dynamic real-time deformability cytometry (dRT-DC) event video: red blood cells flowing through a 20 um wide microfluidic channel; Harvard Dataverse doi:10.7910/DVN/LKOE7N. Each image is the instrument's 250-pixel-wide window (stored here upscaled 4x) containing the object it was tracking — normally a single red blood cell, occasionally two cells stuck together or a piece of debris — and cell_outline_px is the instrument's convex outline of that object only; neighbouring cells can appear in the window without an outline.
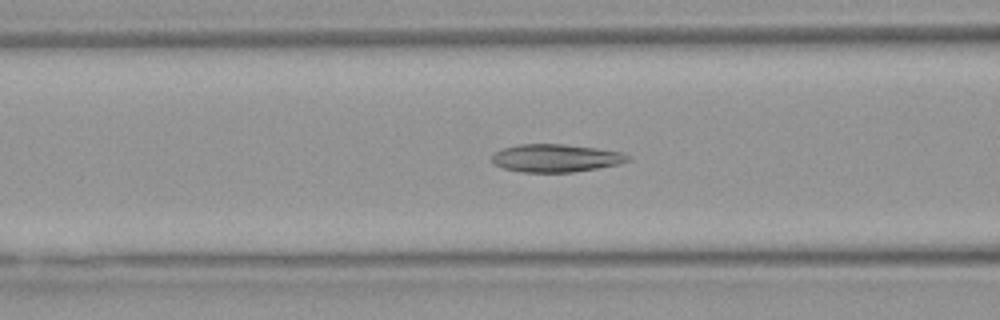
{"species": "Egyptian fruit bat (a non-hibernating species)", "species_latin": "Rousettus aegyptiacus", "temperature_condition": "warm", "stored_images_in_passage": 47, "camera_frame_rate_fps": 3000, "um_per_image_px": 0.085, "animal": {"sex": "female"}, "frame": {"image": 1, "passage_image": 17, "time_ms": 5.333, "image_size_px": [1000, 320], "cell_outline_px": [[632, 160], [620, 164], [572, 172], [520, 172], [504, 168], [496, 164], [492, 160], [492, 156], [496, 152], [504, 148], [520, 144], [564, 144], [596, 148], [620, 152], [632, 156]], "centroid_in_image_um": [47.29, 13.44], "position_along_channel_um": 119.3, "area_um2": 21.96}}
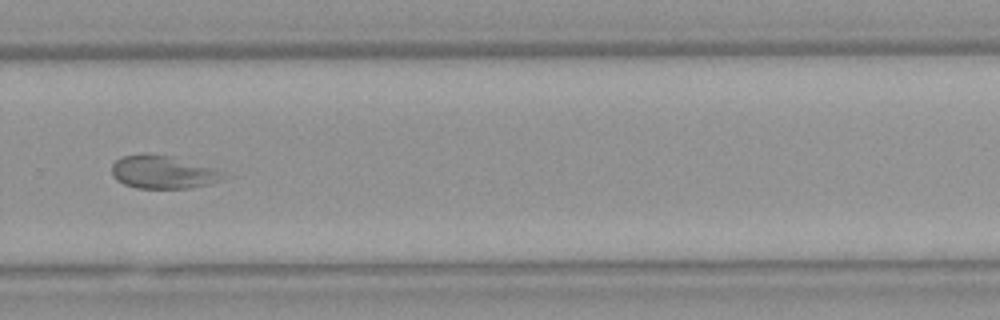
{"frame": {"image": 2, "passage_image": 32, "time_ms": 10.333, "image_size_px": [1000, 320], "cell_outline_px": [[232, 176], [212, 184], [188, 188], [136, 188], [124, 184], [116, 180], [112, 176], [112, 164], [120, 156], [172, 156], [212, 168]], "centroid_in_image_um": [13.9, 14.67], "position_along_channel_um": 315.9, "area_um2": 21.15}}
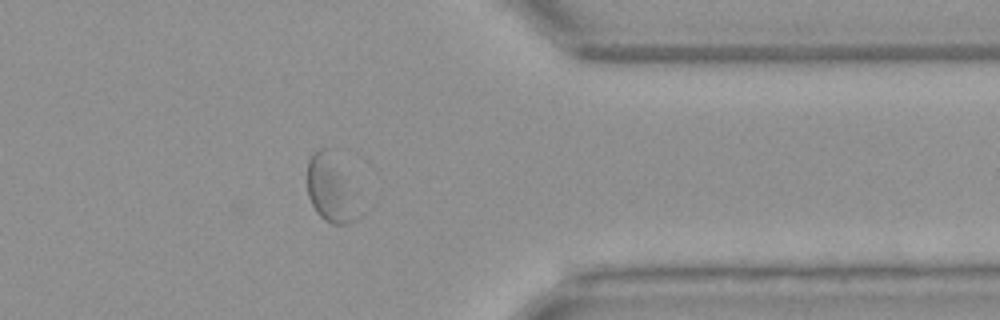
{"frame": {"image": 3, "passage_image": 38, "time_ms": 12.333, "image_size_px": [1000, 320], "cell_outline_px": [[360, 216], [356, 220], [348, 224], [332, 224], [324, 220], [316, 212], [308, 196], [308, 160], [312, 152], [320, 148], [332, 148]], "centroid_in_image_um": [28.04, 16.05], "position_along_channel_um": 383.4, "area_um2": 19.31}}